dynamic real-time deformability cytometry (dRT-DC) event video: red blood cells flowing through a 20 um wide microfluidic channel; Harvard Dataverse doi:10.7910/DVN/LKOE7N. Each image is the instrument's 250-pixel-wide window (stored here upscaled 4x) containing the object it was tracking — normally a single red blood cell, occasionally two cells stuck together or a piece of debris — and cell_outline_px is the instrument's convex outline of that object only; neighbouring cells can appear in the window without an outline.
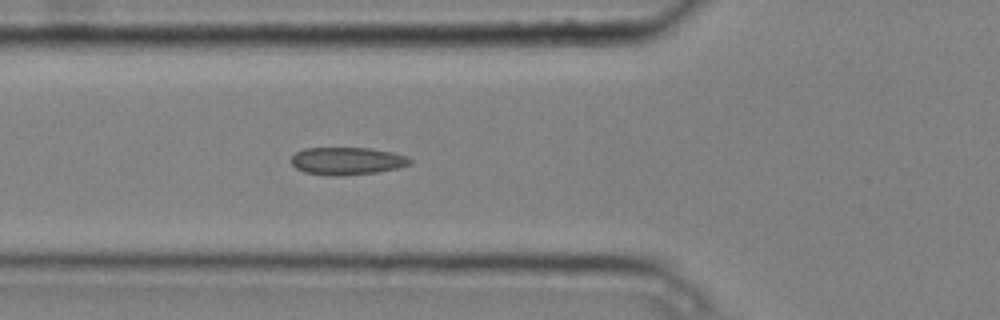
{"species": "common noctule bat (a hibernating species)", "species_latin": "Nyctalus noctula", "temperature_condition": "cold", "stored_images_in_passage": 6, "camera_frame_rate_fps": 3000, "um_per_image_px": 0.085, "animal": {"sex": "male", "body_mass_g": 20.4}, "frame": {"image": 1, "passage_image": 6, "time_ms": 1.667, "image_size_px": [1000, 320], "cell_outline_px": [[412, 164], [396, 168], [376, 172], [340, 176], [332, 176], [304, 172], [296, 168], [292, 164], [292, 156], [296, 152], [304, 148], [372, 148], [392, 152], [408, 156], [412, 160]], "centroid_in_image_um": [29.52, 13.68], "position_along_channel_um": 96.3, "area_um2": 19.13}}